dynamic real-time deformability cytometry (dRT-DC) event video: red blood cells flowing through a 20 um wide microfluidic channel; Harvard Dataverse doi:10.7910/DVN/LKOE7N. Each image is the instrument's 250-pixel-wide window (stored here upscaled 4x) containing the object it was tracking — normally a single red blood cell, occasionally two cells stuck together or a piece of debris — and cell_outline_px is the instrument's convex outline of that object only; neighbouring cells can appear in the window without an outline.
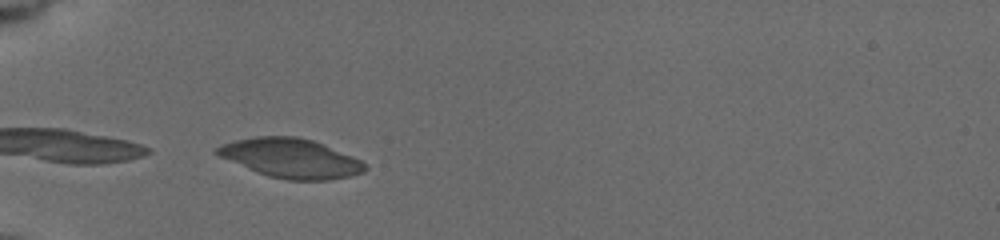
{"species": "common noctule bat (a hibernating species)", "species_latin": "Nyctalus noctula", "temperature_condition": "cold", "stored_images_in_passage": 8, "camera_frame_rate_fps": 3000, "um_per_image_px": 0.085, "animal": {"sex": "female", "body_mass_g": 19.5, "forearm_length_mm": 54.1}, "frame": {"image": 1, "passage_image": 1, "time_ms": 0.0, "image_size_px": [1000, 240], "cell_outline_px": [[368, 168], [364, 172], [348, 176], [328, 180], [288, 180], [268, 176], [256, 172], [220, 156], [212, 152], [216, 148], [224, 144], [236, 140], [256, 136], [296, 136], [312, 140], [324, 144], [352, 156], [360, 160]], "centroid_in_image_um": [24.72, 13.44], "position_along_channel_um": 60.3, "area_um2": 33.58}}
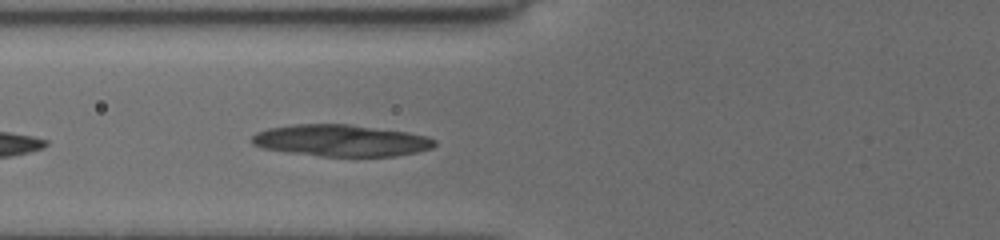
{"frame": {"image": 2, "passage_image": 5, "time_ms": 1.333, "image_size_px": [1000, 240], "cell_outline_px": [[436, 144], [432, 148], [416, 152], [396, 156], [320, 156], [288, 152], [260, 148], [252, 144], [252, 136], [256, 132], [268, 128], [292, 124], [348, 124], [408, 132], [424, 136], [436, 140]], "centroid_in_image_um": [28.95, 11.94], "position_along_channel_um": 96.8, "area_um2": 33.76}}